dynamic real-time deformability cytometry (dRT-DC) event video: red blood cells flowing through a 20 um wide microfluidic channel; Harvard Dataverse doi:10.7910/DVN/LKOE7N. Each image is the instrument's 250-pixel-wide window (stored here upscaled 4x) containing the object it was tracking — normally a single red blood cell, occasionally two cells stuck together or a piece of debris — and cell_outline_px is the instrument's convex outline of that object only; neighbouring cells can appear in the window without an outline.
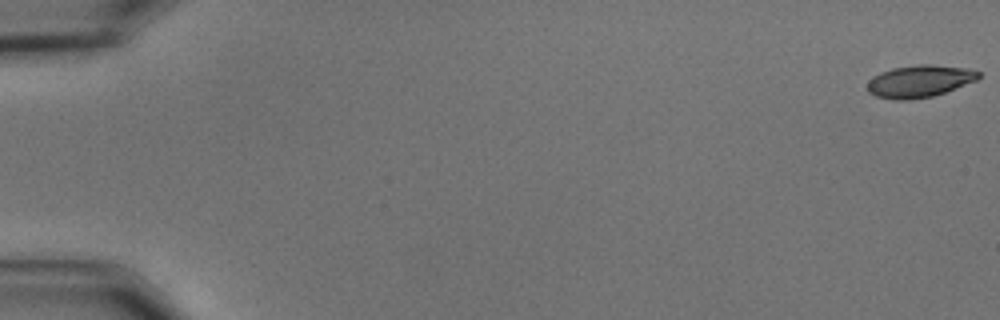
{"species": "common noctule bat (a hibernating species)", "species_latin": "Nyctalus noctula", "temperature_condition": "cold", "stored_images_in_passage": 8, "camera_frame_rate_fps": 3000, "um_per_image_px": 0.085, "animal": {"sex": "male", "body_mass_g": 15.6}, "frame": {"image": 1, "passage_image": 1, "time_ms": 0.0, "image_size_px": [1000, 320], "cell_outline_px": [[980, 76], [976, 80], [944, 92], [932, 96], [908, 100], [896, 100], [876, 96], [868, 92], [868, 80], [872, 76], [880, 72], [892, 68], [916, 64], [932, 64], [968, 68], [980, 72]], "centroid_in_image_um": [78.13, 6.89], "position_along_channel_um": 6.9, "area_um2": 20.87}}